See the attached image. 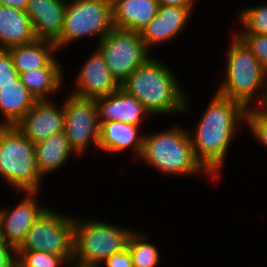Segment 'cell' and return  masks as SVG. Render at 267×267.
I'll return each instance as SVG.
<instances>
[{
  "label": "cell",
  "mask_w": 267,
  "mask_h": 267,
  "mask_svg": "<svg viewBox=\"0 0 267 267\" xmlns=\"http://www.w3.org/2000/svg\"><path fill=\"white\" fill-rule=\"evenodd\" d=\"M4 243L3 237L0 235V246Z\"/></svg>",
  "instance_id": "obj_35"
},
{
  "label": "cell",
  "mask_w": 267,
  "mask_h": 267,
  "mask_svg": "<svg viewBox=\"0 0 267 267\" xmlns=\"http://www.w3.org/2000/svg\"><path fill=\"white\" fill-rule=\"evenodd\" d=\"M16 256L20 267H67L70 264L64 256L41 251H16Z\"/></svg>",
  "instance_id": "obj_27"
},
{
  "label": "cell",
  "mask_w": 267,
  "mask_h": 267,
  "mask_svg": "<svg viewBox=\"0 0 267 267\" xmlns=\"http://www.w3.org/2000/svg\"><path fill=\"white\" fill-rule=\"evenodd\" d=\"M15 193L23 195V198L13 204L14 207L0 206V235L6 244L16 250L23 242L26 233L49 206L42 203L40 191Z\"/></svg>",
  "instance_id": "obj_11"
},
{
  "label": "cell",
  "mask_w": 267,
  "mask_h": 267,
  "mask_svg": "<svg viewBox=\"0 0 267 267\" xmlns=\"http://www.w3.org/2000/svg\"><path fill=\"white\" fill-rule=\"evenodd\" d=\"M142 126L118 121L101 122L98 151L106 152L108 155H119L129 151L134 158L139 159L145 136Z\"/></svg>",
  "instance_id": "obj_15"
},
{
  "label": "cell",
  "mask_w": 267,
  "mask_h": 267,
  "mask_svg": "<svg viewBox=\"0 0 267 267\" xmlns=\"http://www.w3.org/2000/svg\"><path fill=\"white\" fill-rule=\"evenodd\" d=\"M58 58L59 56H56L45 68L30 70L19 75L22 83L37 100L58 97L57 94L67 88L64 64Z\"/></svg>",
  "instance_id": "obj_18"
},
{
  "label": "cell",
  "mask_w": 267,
  "mask_h": 267,
  "mask_svg": "<svg viewBox=\"0 0 267 267\" xmlns=\"http://www.w3.org/2000/svg\"><path fill=\"white\" fill-rule=\"evenodd\" d=\"M192 16L187 8L158 6L155 17L139 34L146 47L153 52L159 45H168L179 39L189 26Z\"/></svg>",
  "instance_id": "obj_14"
},
{
  "label": "cell",
  "mask_w": 267,
  "mask_h": 267,
  "mask_svg": "<svg viewBox=\"0 0 267 267\" xmlns=\"http://www.w3.org/2000/svg\"><path fill=\"white\" fill-rule=\"evenodd\" d=\"M67 0H29L26 14L33 23L35 36L39 40L55 42L64 25Z\"/></svg>",
  "instance_id": "obj_17"
},
{
  "label": "cell",
  "mask_w": 267,
  "mask_h": 267,
  "mask_svg": "<svg viewBox=\"0 0 267 267\" xmlns=\"http://www.w3.org/2000/svg\"><path fill=\"white\" fill-rule=\"evenodd\" d=\"M36 98L20 77L0 88V126H15L33 107Z\"/></svg>",
  "instance_id": "obj_22"
},
{
  "label": "cell",
  "mask_w": 267,
  "mask_h": 267,
  "mask_svg": "<svg viewBox=\"0 0 267 267\" xmlns=\"http://www.w3.org/2000/svg\"><path fill=\"white\" fill-rule=\"evenodd\" d=\"M56 101V103L54 102ZM36 100L33 107L15 125L33 144L64 131V100Z\"/></svg>",
  "instance_id": "obj_13"
},
{
  "label": "cell",
  "mask_w": 267,
  "mask_h": 267,
  "mask_svg": "<svg viewBox=\"0 0 267 267\" xmlns=\"http://www.w3.org/2000/svg\"><path fill=\"white\" fill-rule=\"evenodd\" d=\"M137 228L130 235L127 248L131 254L134 267H159L161 253L156 243L150 242L148 233Z\"/></svg>",
  "instance_id": "obj_24"
},
{
  "label": "cell",
  "mask_w": 267,
  "mask_h": 267,
  "mask_svg": "<svg viewBox=\"0 0 267 267\" xmlns=\"http://www.w3.org/2000/svg\"><path fill=\"white\" fill-rule=\"evenodd\" d=\"M159 6H179L187 8L192 14L200 0H157Z\"/></svg>",
  "instance_id": "obj_32"
},
{
  "label": "cell",
  "mask_w": 267,
  "mask_h": 267,
  "mask_svg": "<svg viewBox=\"0 0 267 267\" xmlns=\"http://www.w3.org/2000/svg\"><path fill=\"white\" fill-rule=\"evenodd\" d=\"M29 0H0V5L26 11Z\"/></svg>",
  "instance_id": "obj_33"
},
{
  "label": "cell",
  "mask_w": 267,
  "mask_h": 267,
  "mask_svg": "<svg viewBox=\"0 0 267 267\" xmlns=\"http://www.w3.org/2000/svg\"><path fill=\"white\" fill-rule=\"evenodd\" d=\"M160 131V132H159ZM145 132L139 162L165 177L203 176L212 182L217 181L196 159L188 129L181 125L169 126L163 130ZM199 174V175H198ZM215 182V183H214Z\"/></svg>",
  "instance_id": "obj_3"
},
{
  "label": "cell",
  "mask_w": 267,
  "mask_h": 267,
  "mask_svg": "<svg viewBox=\"0 0 267 267\" xmlns=\"http://www.w3.org/2000/svg\"><path fill=\"white\" fill-rule=\"evenodd\" d=\"M35 154L38 170L44 178L64 168L73 156L79 158L71 149L64 131L36 143Z\"/></svg>",
  "instance_id": "obj_21"
},
{
  "label": "cell",
  "mask_w": 267,
  "mask_h": 267,
  "mask_svg": "<svg viewBox=\"0 0 267 267\" xmlns=\"http://www.w3.org/2000/svg\"><path fill=\"white\" fill-rule=\"evenodd\" d=\"M113 29L111 0H67L63 30L54 43L58 52L81 39L97 37L98 44Z\"/></svg>",
  "instance_id": "obj_7"
},
{
  "label": "cell",
  "mask_w": 267,
  "mask_h": 267,
  "mask_svg": "<svg viewBox=\"0 0 267 267\" xmlns=\"http://www.w3.org/2000/svg\"><path fill=\"white\" fill-rule=\"evenodd\" d=\"M18 78L11 55L7 50H0V88Z\"/></svg>",
  "instance_id": "obj_29"
},
{
  "label": "cell",
  "mask_w": 267,
  "mask_h": 267,
  "mask_svg": "<svg viewBox=\"0 0 267 267\" xmlns=\"http://www.w3.org/2000/svg\"><path fill=\"white\" fill-rule=\"evenodd\" d=\"M99 219L75 216L73 263L98 267L114 253L127 248L128 239L135 228Z\"/></svg>",
  "instance_id": "obj_5"
},
{
  "label": "cell",
  "mask_w": 267,
  "mask_h": 267,
  "mask_svg": "<svg viewBox=\"0 0 267 267\" xmlns=\"http://www.w3.org/2000/svg\"><path fill=\"white\" fill-rule=\"evenodd\" d=\"M236 22L240 25L237 30L232 28V32L235 34H267V3L263 5L259 4L256 6H251L241 8L237 16L235 17ZM234 29V31H233Z\"/></svg>",
  "instance_id": "obj_25"
},
{
  "label": "cell",
  "mask_w": 267,
  "mask_h": 267,
  "mask_svg": "<svg viewBox=\"0 0 267 267\" xmlns=\"http://www.w3.org/2000/svg\"><path fill=\"white\" fill-rule=\"evenodd\" d=\"M161 59L152 55L120 84V88L134 96L151 116L189 117L194 110L188 89L182 86L168 62Z\"/></svg>",
  "instance_id": "obj_2"
},
{
  "label": "cell",
  "mask_w": 267,
  "mask_h": 267,
  "mask_svg": "<svg viewBox=\"0 0 267 267\" xmlns=\"http://www.w3.org/2000/svg\"><path fill=\"white\" fill-rule=\"evenodd\" d=\"M256 56L267 73V34H236Z\"/></svg>",
  "instance_id": "obj_28"
},
{
  "label": "cell",
  "mask_w": 267,
  "mask_h": 267,
  "mask_svg": "<svg viewBox=\"0 0 267 267\" xmlns=\"http://www.w3.org/2000/svg\"><path fill=\"white\" fill-rule=\"evenodd\" d=\"M64 132L71 149L83 158L90 145L98 150L100 123L95 99L64 96ZM97 149V150H96Z\"/></svg>",
  "instance_id": "obj_10"
},
{
  "label": "cell",
  "mask_w": 267,
  "mask_h": 267,
  "mask_svg": "<svg viewBox=\"0 0 267 267\" xmlns=\"http://www.w3.org/2000/svg\"><path fill=\"white\" fill-rule=\"evenodd\" d=\"M67 267H84V266H80L75 263H70Z\"/></svg>",
  "instance_id": "obj_34"
},
{
  "label": "cell",
  "mask_w": 267,
  "mask_h": 267,
  "mask_svg": "<svg viewBox=\"0 0 267 267\" xmlns=\"http://www.w3.org/2000/svg\"><path fill=\"white\" fill-rule=\"evenodd\" d=\"M225 55L226 65L216 92L245 108L267 105V73L256 56L233 32ZM225 72V73H224Z\"/></svg>",
  "instance_id": "obj_4"
},
{
  "label": "cell",
  "mask_w": 267,
  "mask_h": 267,
  "mask_svg": "<svg viewBox=\"0 0 267 267\" xmlns=\"http://www.w3.org/2000/svg\"><path fill=\"white\" fill-rule=\"evenodd\" d=\"M71 83L68 93L79 98L97 99L111 95L120 88L112 76L104 56L94 47Z\"/></svg>",
  "instance_id": "obj_12"
},
{
  "label": "cell",
  "mask_w": 267,
  "mask_h": 267,
  "mask_svg": "<svg viewBox=\"0 0 267 267\" xmlns=\"http://www.w3.org/2000/svg\"><path fill=\"white\" fill-rule=\"evenodd\" d=\"M245 114L242 104L215 91L195 128L188 130L196 159L217 181L221 180L233 139L245 127Z\"/></svg>",
  "instance_id": "obj_1"
},
{
  "label": "cell",
  "mask_w": 267,
  "mask_h": 267,
  "mask_svg": "<svg viewBox=\"0 0 267 267\" xmlns=\"http://www.w3.org/2000/svg\"><path fill=\"white\" fill-rule=\"evenodd\" d=\"M16 259V250L4 242L0 246V267H14Z\"/></svg>",
  "instance_id": "obj_31"
},
{
  "label": "cell",
  "mask_w": 267,
  "mask_h": 267,
  "mask_svg": "<svg viewBox=\"0 0 267 267\" xmlns=\"http://www.w3.org/2000/svg\"><path fill=\"white\" fill-rule=\"evenodd\" d=\"M13 60L15 70L20 75L34 69L45 68L60 52L56 44L47 40L18 45L7 49Z\"/></svg>",
  "instance_id": "obj_23"
},
{
  "label": "cell",
  "mask_w": 267,
  "mask_h": 267,
  "mask_svg": "<svg viewBox=\"0 0 267 267\" xmlns=\"http://www.w3.org/2000/svg\"><path fill=\"white\" fill-rule=\"evenodd\" d=\"M74 214L49 207L26 233L16 251H41L64 256L73 263Z\"/></svg>",
  "instance_id": "obj_8"
},
{
  "label": "cell",
  "mask_w": 267,
  "mask_h": 267,
  "mask_svg": "<svg viewBox=\"0 0 267 267\" xmlns=\"http://www.w3.org/2000/svg\"><path fill=\"white\" fill-rule=\"evenodd\" d=\"M37 40L26 11L0 5V50Z\"/></svg>",
  "instance_id": "obj_20"
},
{
  "label": "cell",
  "mask_w": 267,
  "mask_h": 267,
  "mask_svg": "<svg viewBox=\"0 0 267 267\" xmlns=\"http://www.w3.org/2000/svg\"><path fill=\"white\" fill-rule=\"evenodd\" d=\"M98 267H134V265L128 248H125L108 257Z\"/></svg>",
  "instance_id": "obj_30"
},
{
  "label": "cell",
  "mask_w": 267,
  "mask_h": 267,
  "mask_svg": "<svg viewBox=\"0 0 267 267\" xmlns=\"http://www.w3.org/2000/svg\"><path fill=\"white\" fill-rule=\"evenodd\" d=\"M99 123L118 121L131 125H144L151 114L134 97L119 88L111 95L95 99ZM145 119V120H144Z\"/></svg>",
  "instance_id": "obj_16"
},
{
  "label": "cell",
  "mask_w": 267,
  "mask_h": 267,
  "mask_svg": "<svg viewBox=\"0 0 267 267\" xmlns=\"http://www.w3.org/2000/svg\"><path fill=\"white\" fill-rule=\"evenodd\" d=\"M267 150V105L246 108L245 128Z\"/></svg>",
  "instance_id": "obj_26"
},
{
  "label": "cell",
  "mask_w": 267,
  "mask_h": 267,
  "mask_svg": "<svg viewBox=\"0 0 267 267\" xmlns=\"http://www.w3.org/2000/svg\"><path fill=\"white\" fill-rule=\"evenodd\" d=\"M113 25L116 29L141 32L155 17L157 0H111Z\"/></svg>",
  "instance_id": "obj_19"
},
{
  "label": "cell",
  "mask_w": 267,
  "mask_h": 267,
  "mask_svg": "<svg viewBox=\"0 0 267 267\" xmlns=\"http://www.w3.org/2000/svg\"><path fill=\"white\" fill-rule=\"evenodd\" d=\"M35 156V144L17 127L0 126V179L10 190L41 192L46 178L40 174Z\"/></svg>",
  "instance_id": "obj_6"
},
{
  "label": "cell",
  "mask_w": 267,
  "mask_h": 267,
  "mask_svg": "<svg viewBox=\"0 0 267 267\" xmlns=\"http://www.w3.org/2000/svg\"><path fill=\"white\" fill-rule=\"evenodd\" d=\"M95 47L104 56L110 73L119 84L154 54L138 32L116 28Z\"/></svg>",
  "instance_id": "obj_9"
}]
</instances>
